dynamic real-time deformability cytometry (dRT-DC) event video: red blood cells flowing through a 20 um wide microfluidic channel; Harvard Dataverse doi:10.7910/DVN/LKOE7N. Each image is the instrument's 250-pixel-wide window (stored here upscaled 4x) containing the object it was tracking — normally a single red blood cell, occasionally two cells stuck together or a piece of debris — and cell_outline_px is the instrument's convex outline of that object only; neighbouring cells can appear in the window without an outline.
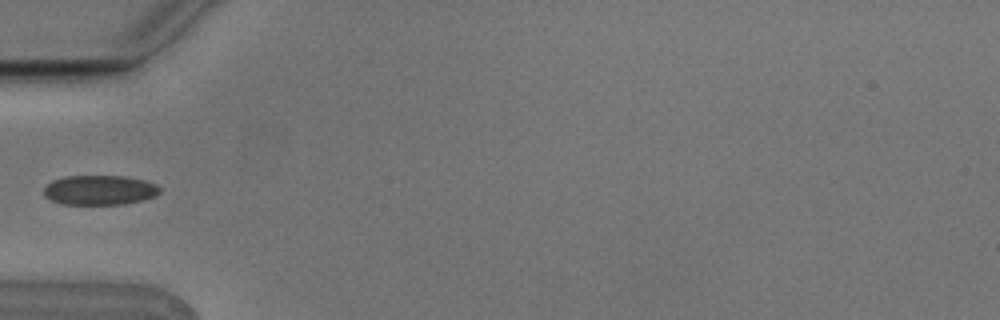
{"species": "Egyptian fruit bat (a non-hibernating species)", "species_latin": "Rousettus aegyptiacus", "temperature_condition": "cold", "stored_images_in_passage": 6, "camera_frame_rate_fps": 3000, "um_per_image_px": 0.085, "animal": {"sex": "male"}, "frame": {"image": 1, "passage_image": 6, "time_ms": 1.667, "image_size_px": [1000, 320], "cell_outline_px": [[160, 192], [156, 196], [144, 200], [124, 204], [60, 204], [44, 196], [44, 188], [52, 180], [64, 176], [124, 176], [144, 180], [156, 184], [160, 188]], "centroid_in_image_um": [8.48, 16.16], "position_along_channel_um": 76.5, "area_um2": 20.17}}